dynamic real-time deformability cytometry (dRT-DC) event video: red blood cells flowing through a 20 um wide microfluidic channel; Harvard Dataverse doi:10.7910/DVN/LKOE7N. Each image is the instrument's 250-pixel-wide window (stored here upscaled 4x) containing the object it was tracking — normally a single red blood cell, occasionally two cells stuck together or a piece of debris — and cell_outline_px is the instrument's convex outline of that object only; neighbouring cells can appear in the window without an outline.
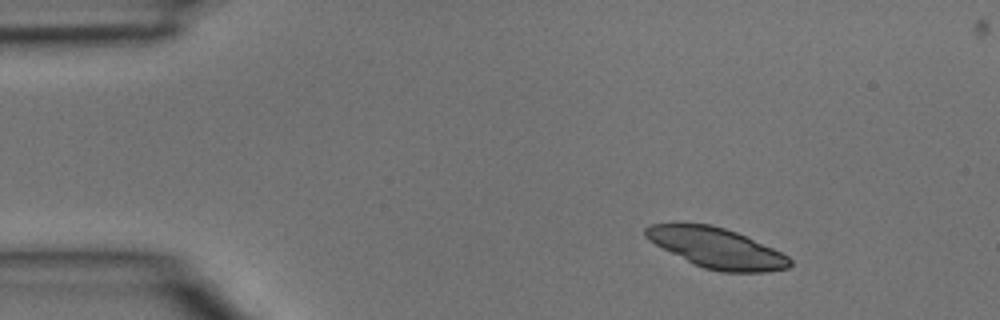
{"species": "common noctule bat (a hibernating species)", "species_latin": "Nyctalus noctula", "temperature_condition": "room temperature", "stored_images_in_passage": 3, "camera_frame_rate_fps": 3000, "um_per_image_px": 0.085, "animal": {"sex": "male", "body_mass_g": 15.6}, "frame": {"image": 1, "passage_image": 1, "time_ms": 0.0, "image_size_px": [1000, 320], "cell_outline_px": [[792, 264], [788, 268], [768, 272], [720, 272], [704, 268], [692, 264], [648, 240], [644, 236], [644, 228], [652, 224], [712, 224], [736, 232], [772, 248], [788, 256], [792, 260]], "centroid_in_image_um": [60.91, 21.09], "position_along_channel_um": 24.1, "area_um2": 33.58}}